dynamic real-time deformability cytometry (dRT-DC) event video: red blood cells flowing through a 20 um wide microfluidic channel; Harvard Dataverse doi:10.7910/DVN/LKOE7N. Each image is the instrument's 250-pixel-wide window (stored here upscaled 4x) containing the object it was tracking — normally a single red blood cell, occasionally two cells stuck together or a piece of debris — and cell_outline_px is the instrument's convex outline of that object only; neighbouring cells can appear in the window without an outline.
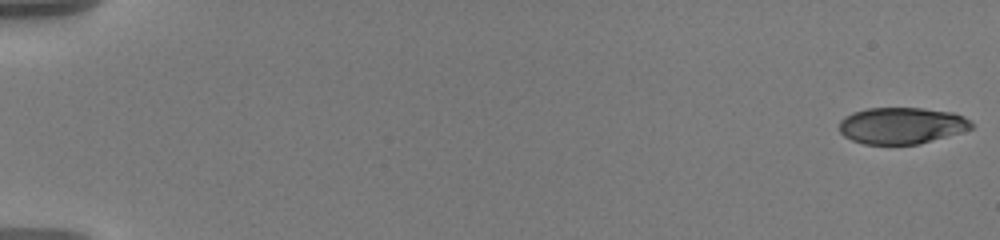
{"species": "human", "species_latin": "Homo sapiens", "temperature_condition": "warm", "stored_images_in_passage": 58, "camera_frame_rate_fps": 3000, "um_per_image_px": 0.085, "donor": {"sex": "male"}, "frame": {"image": 1, "passage_image": 1, "time_ms": 0.0, "image_size_px": [1000, 240], "cell_outline_px": [[972, 128], [948, 136], [920, 144], [864, 144], [852, 140], [844, 136], [840, 132], [840, 120], [844, 116], [852, 112], [868, 108], [920, 108], [952, 112], [964, 116], [972, 124]], "centroid_in_image_um": [76.61, 10.67], "position_along_channel_um": 8.4, "area_um2": 28.09}}
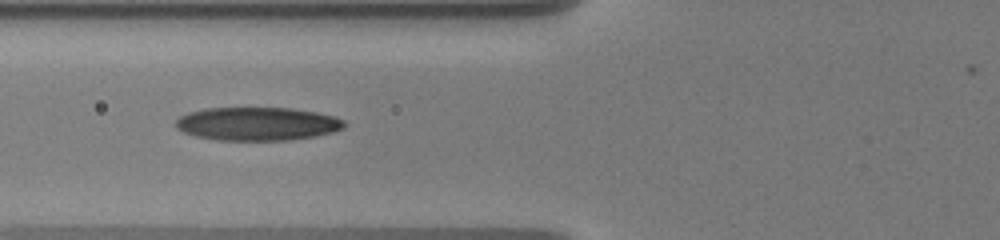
{"frame": {"image": 2, "passage_image": 24, "time_ms": 7.667, "image_size_px": [1000, 240], "cell_outline_px": [[348, 124], [344, 128], [332, 132], [316, 136], [288, 140], [216, 140], [196, 136], [184, 132], [176, 128], [176, 120], [180, 116], [188, 112], [204, 108], [292, 108], [316, 112], [332, 116], [344, 120]], "centroid_in_image_um": [21.88, 10.52], "position_along_channel_um": 103.9, "area_um2": 32.83}}
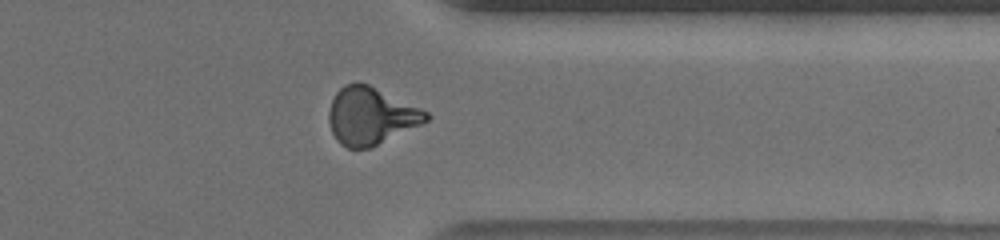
{"frame": {"image": 3, "passage_image": 47, "time_ms": 15.333, "image_size_px": [1000, 240], "cell_outline_px": [[432, 116], [428, 120], [372, 148], [348, 148], [340, 144], [336, 140], [332, 132], [328, 120], [328, 112], [332, 100], [336, 92], [344, 84], [368, 84], [428, 112]], "centroid_in_image_um": [31.49, 9.88], "position_along_channel_um": 379.9, "area_um2": 32.14}, "authors_computed_cell_mechanics": {"area_um2": 31.2409, "velocity_mm_per_s": 3.6206, "shape_relaxation_time_tau1_ms": 7.1015, "shape_relaxation_time_tau2_ms": 1.9901, "deformation_change_tau1": 0.234, "deformation_change_tau2": 0.0988}}